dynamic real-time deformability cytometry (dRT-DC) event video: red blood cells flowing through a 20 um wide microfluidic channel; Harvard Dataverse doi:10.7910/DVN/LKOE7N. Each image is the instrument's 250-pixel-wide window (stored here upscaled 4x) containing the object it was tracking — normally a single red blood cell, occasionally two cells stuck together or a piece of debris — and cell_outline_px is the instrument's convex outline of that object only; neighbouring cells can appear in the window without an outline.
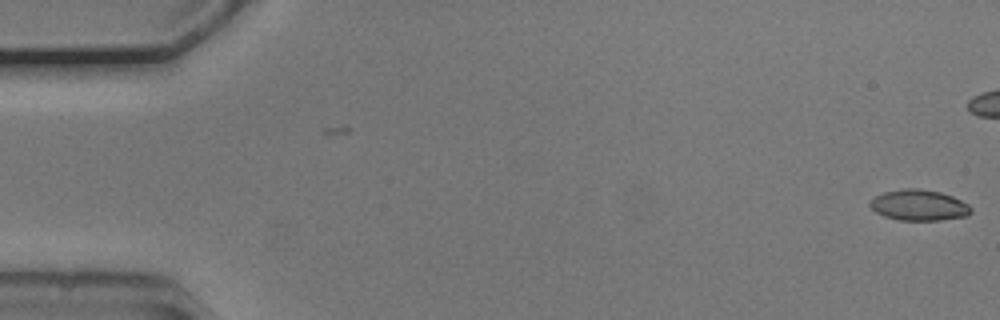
{"species": "common noctule bat (a hibernating species)", "species_latin": "Nyctalus noctula", "temperature_condition": "cold", "stored_images_in_passage": 5, "camera_frame_rate_fps": 3000, "um_per_image_px": 0.085, "animal": {"sex": "male", "body_mass_g": 20.5, "forearm_length_mm": 52.5}, "frame": {"image": 1, "passage_image": 5, "time_ms": 1.333, "image_size_px": [1000, 320], "cell_outline_px": [[972, 212], [968, 216], [940, 220], [900, 220], [884, 216], [876, 212], [868, 204], [876, 196], [884, 192], [904, 188], [916, 188], [940, 192], [952, 196], [968, 204], [972, 208]], "centroid_in_image_um": [78.13, 17.44], "position_along_channel_um": 6.9, "area_um2": 18.09}}